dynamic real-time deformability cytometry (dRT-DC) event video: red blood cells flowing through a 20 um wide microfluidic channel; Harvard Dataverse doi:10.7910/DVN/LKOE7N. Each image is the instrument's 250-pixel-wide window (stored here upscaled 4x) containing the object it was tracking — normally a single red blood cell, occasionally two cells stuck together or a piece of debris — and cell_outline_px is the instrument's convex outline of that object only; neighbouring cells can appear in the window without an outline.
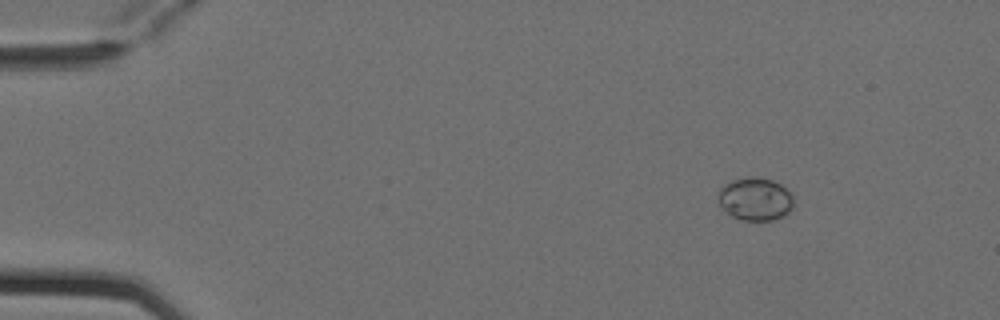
{"species": "Egyptian fruit bat (a non-hibernating species)", "species_latin": "Rousettus aegyptiacus", "temperature_condition": "cold", "stored_images_in_passage": 7, "camera_frame_rate_fps": 3000, "um_per_image_px": 0.085, "animal": {"sex": "female"}, "frame": {"image": 1, "passage_image": 1, "time_ms": 0.0, "image_size_px": [1000, 320], "cell_outline_px": [[792, 208], [784, 216], [772, 220], [744, 220], [728, 216], [720, 204], [716, 196], [720, 188], [724, 184], [732, 180], [772, 180], [780, 184], [792, 196]], "centroid_in_image_um": [64.15, 16.98], "position_along_channel_um": 20.9, "area_um2": 18.32}}
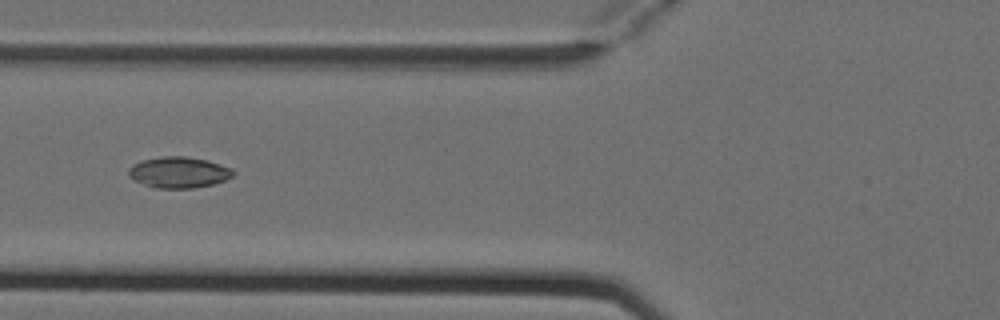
{"frame": {"image": 2, "passage_image": 5, "time_ms": 1.333, "image_size_px": [1000, 320], "cell_outline_px": [[236, 172], [232, 176], [224, 180], [212, 184], [192, 188], [156, 188], [144, 184], [128, 176], [128, 168], [132, 164], [144, 160], [160, 156], [184, 156], [208, 160], [232, 168]], "centroid_in_image_um": [15.2, 14.64], "position_along_channel_um": 110.6, "area_um2": 18.9}}
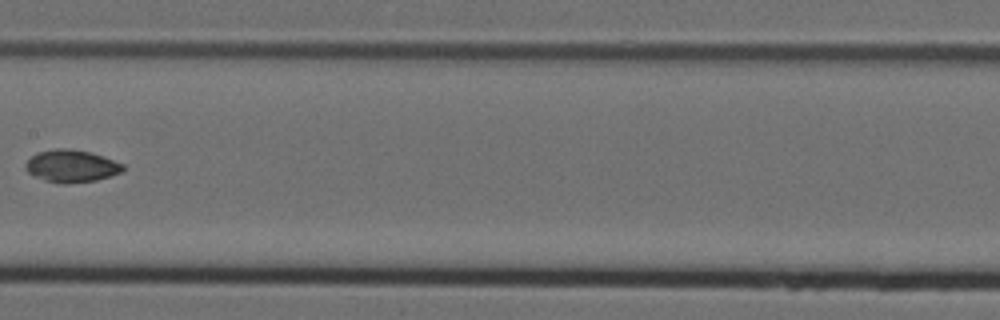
{"frame": {"image": 3, "passage_image": 7, "time_ms": 2.0, "image_size_px": [1000, 320], "cell_outline_px": [[124, 168], [120, 172], [96, 180], [64, 184], [60, 184], [44, 180], [32, 176], [24, 168], [24, 164], [36, 152], [56, 148], [64, 148], [88, 152], [104, 156], [124, 164]], "centroid_in_image_um": [6.02, 14.12], "position_along_channel_um": 201.4, "area_um2": 18.38}}